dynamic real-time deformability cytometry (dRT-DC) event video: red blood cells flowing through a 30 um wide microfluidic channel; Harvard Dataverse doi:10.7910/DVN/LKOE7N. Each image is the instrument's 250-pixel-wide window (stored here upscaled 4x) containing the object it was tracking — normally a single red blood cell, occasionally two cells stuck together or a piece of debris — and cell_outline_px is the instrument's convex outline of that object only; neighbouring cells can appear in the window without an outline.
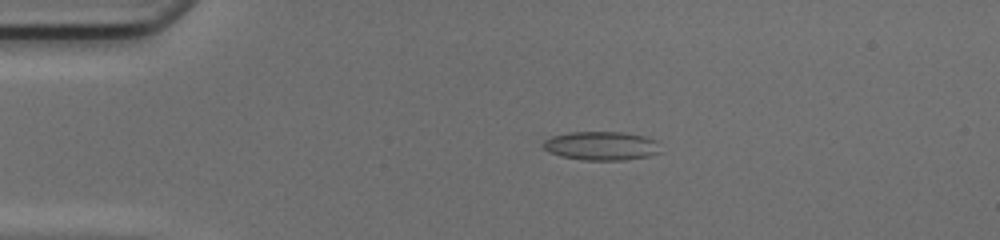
{"species": "common noctule bat (a hibernating species)", "species_latin": "Nyctalus noctula", "temperature_condition": "cold", "stored_images_in_passage": 45, "camera_frame_rate_fps": 3000, "um_per_image_px": 0.085, "animal": {"sex": "female", "body_mass_g": 17.0, "forearm_length_mm": 48.0}, "frame": {"image": 1, "passage_image": 6, "time_ms": 1.667, "image_size_px": [1000, 240], "cell_outline_px": [[660, 152], [648, 156], [624, 160], [584, 160], [564, 156], [548, 152], [544, 148], [544, 140], [552, 136], [572, 132], [624, 132], [644, 136], [656, 140]], "centroid_in_image_um": [51.13, 12.39], "position_along_channel_um": 33.9, "area_um2": 19.48}}
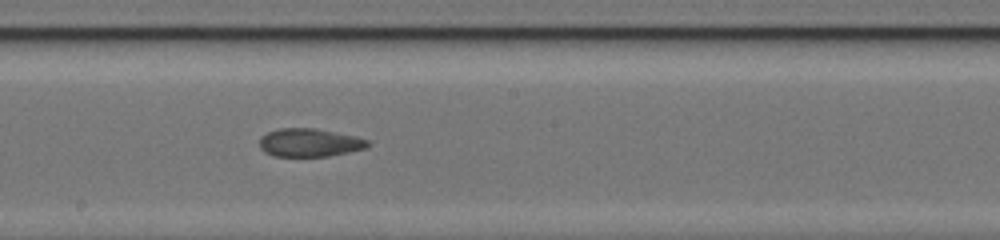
{"frame": {"image": 2, "passage_image": 23, "time_ms": 7.333, "image_size_px": [1000, 240], "cell_outline_px": [[368, 148], [328, 156], [272, 156], [264, 152], [260, 148], [260, 136], [268, 132], [280, 128], [316, 128], [352, 136], [368, 140]], "centroid_in_image_um": [26.26, 12.13], "position_along_channel_um": 221.9, "area_um2": 17.69}}
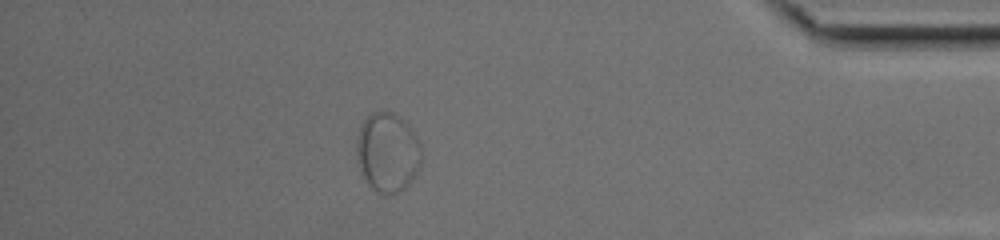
{"frame": {"image": 3, "passage_image": 39, "time_ms": 12.667, "image_size_px": [1000, 240], "cell_outline_px": [[420, 164], [416, 172], [408, 184], [400, 192], [388, 196], [384, 196], [376, 192], [364, 180], [360, 172], [356, 160], [356, 140], [360, 128], [364, 120], [372, 112], [384, 108], [400, 116], [408, 124], [416, 136], [420, 144]], "centroid_in_image_um": [32.91, 12.95], "position_along_channel_um": 402.3, "area_um2": 30.58}}